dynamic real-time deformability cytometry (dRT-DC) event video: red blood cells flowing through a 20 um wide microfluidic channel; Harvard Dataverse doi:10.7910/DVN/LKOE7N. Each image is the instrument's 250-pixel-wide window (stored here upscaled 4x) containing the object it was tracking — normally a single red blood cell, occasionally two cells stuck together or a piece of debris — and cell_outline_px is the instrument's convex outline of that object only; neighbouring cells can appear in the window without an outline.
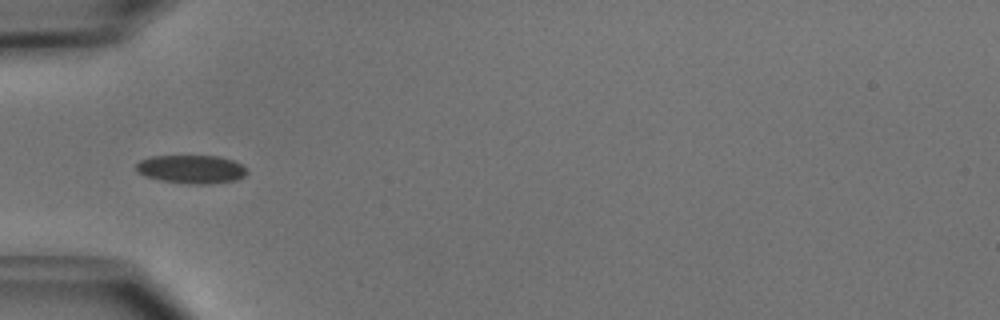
{"species": "common noctule bat (a hibernating species)", "species_latin": "Nyctalus noctula", "temperature_condition": "cold", "stored_images_in_passage": 35, "camera_frame_rate_fps": 3000, "um_per_image_px": 0.085, "animal": {"sex": "male", "body_mass_g": 15.6}, "frame": {"image": 1, "passage_image": 1, "time_ms": 0.0, "image_size_px": [1000, 320], "cell_outline_px": [[248, 172], [244, 176], [236, 180], [208, 184], [196, 184], [160, 180], [136, 172], [136, 164], [140, 160], [152, 156], [220, 156], [232, 160], [240, 164]], "centroid_in_image_um": [16.26, 14.37], "position_along_channel_um": 68.7, "area_um2": 18.15}}
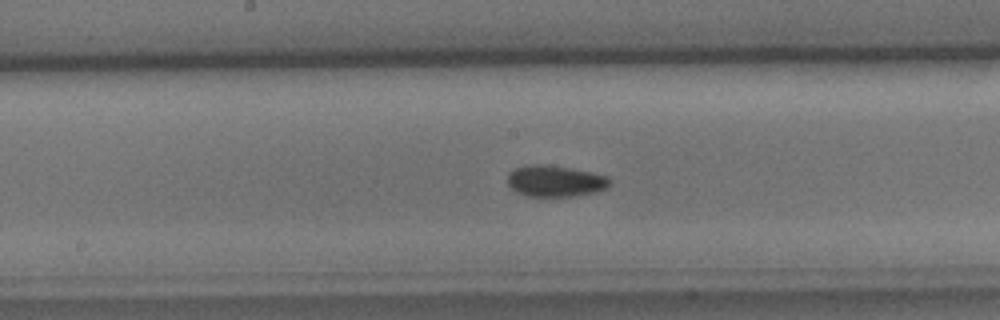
{"frame": {"image": 2, "passage_image": 11, "time_ms": 3.333, "image_size_px": [1000, 320], "cell_outline_px": [[612, 180], [608, 188], [596, 192], [572, 196], [528, 196], [516, 192], [508, 184], [508, 172], [516, 168], [532, 164], [544, 164], [572, 168], [592, 172], [608, 176]], "centroid_in_image_um": [47.23, 15.38], "position_along_channel_um": 201.0, "area_um2": 18.79}}
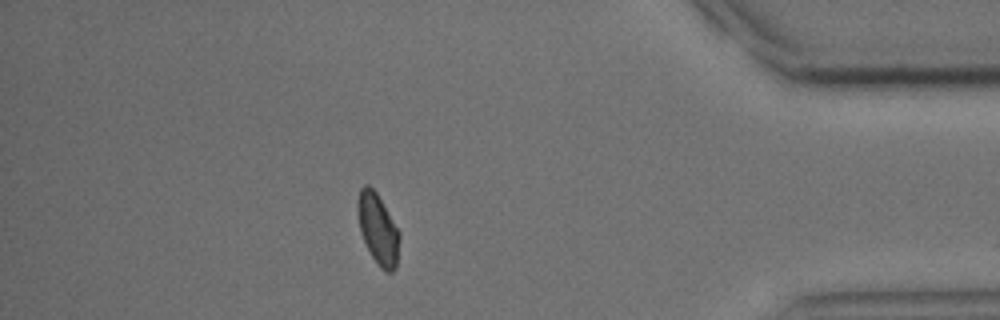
{"frame": {"image": 3, "passage_image": 29, "time_ms": 9.333, "image_size_px": [1000, 320], "cell_outline_px": [[400, 240], [396, 268], [392, 272], [384, 272], [380, 268], [372, 256], [360, 232], [356, 212], [356, 204], [360, 188], [364, 184], [368, 184], [376, 192], [400, 232]], "centroid_in_image_um": [32.11, 19.46], "position_along_channel_um": 403.1, "area_um2": 17.4}, "authors_computed_cell_mechanics": {"area_um2": 17.8024, "velocity_mm_per_s": 3.9669, "shape_relaxation_time_tau1_ms": 2.9794, "shape_relaxation_time_tau2_ms": null, "deformation_change_tau1": 0.0692, "deformation_change_tau2": null}}